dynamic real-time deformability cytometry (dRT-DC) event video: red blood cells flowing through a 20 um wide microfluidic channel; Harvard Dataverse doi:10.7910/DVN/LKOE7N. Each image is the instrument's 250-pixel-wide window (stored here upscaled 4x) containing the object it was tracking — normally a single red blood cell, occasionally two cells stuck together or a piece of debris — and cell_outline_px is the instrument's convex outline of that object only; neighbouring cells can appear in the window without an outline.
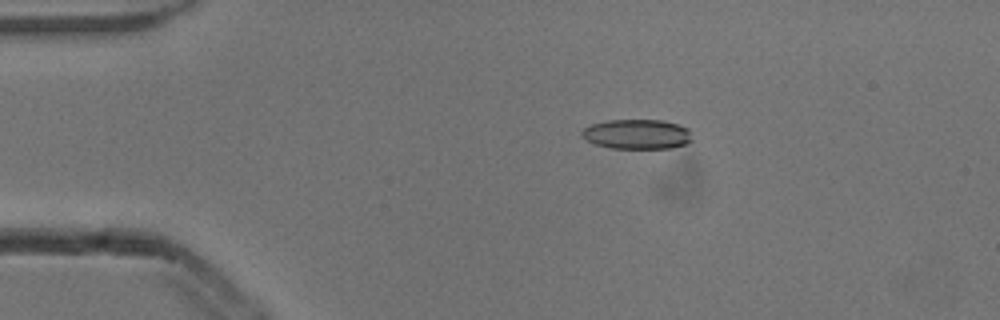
{"species": "common noctule bat (a hibernating species)", "species_latin": "Nyctalus noctula", "temperature_condition": "cold", "stored_images_in_passage": 3, "camera_frame_rate_fps": 3000, "um_per_image_px": 0.085, "animal": {"sex": "male", "body_mass_g": 13.3}, "frame": {"image": 1, "passage_image": 2, "time_ms": 0.333, "image_size_px": [1000, 320], "cell_outline_px": [[692, 140], [688, 144], [672, 148], [612, 148], [596, 144], [580, 136], [580, 132], [584, 128], [592, 124], [608, 120], [664, 120], [688, 128]], "centroid_in_image_um": [54.16, 11.4], "position_along_channel_um": 30.8, "area_um2": 19.13}}
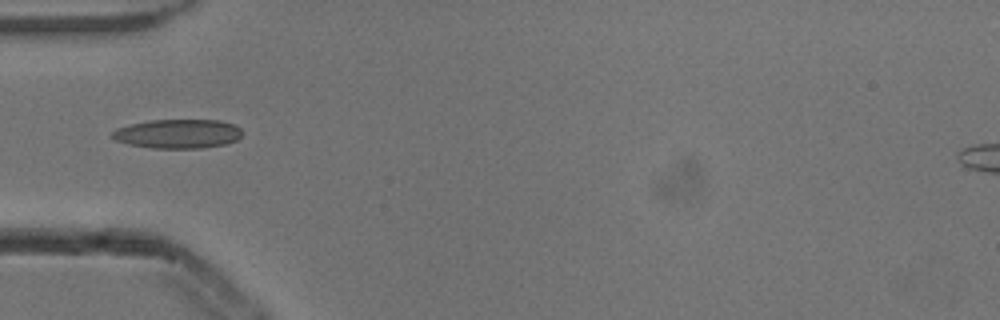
{"frame": {"image": 2, "passage_image": 3, "time_ms": 0.667, "image_size_px": [1000, 320], "cell_outline_px": [[244, 132], [236, 140], [224, 144], [200, 148], [152, 148], [128, 144], [116, 140], [108, 136], [116, 128], [132, 124], [152, 120], [220, 120], [232, 124], [240, 128]], "centroid_in_image_um": [15.1, 11.37], "position_along_channel_um": 69.9, "area_um2": 22.02}}